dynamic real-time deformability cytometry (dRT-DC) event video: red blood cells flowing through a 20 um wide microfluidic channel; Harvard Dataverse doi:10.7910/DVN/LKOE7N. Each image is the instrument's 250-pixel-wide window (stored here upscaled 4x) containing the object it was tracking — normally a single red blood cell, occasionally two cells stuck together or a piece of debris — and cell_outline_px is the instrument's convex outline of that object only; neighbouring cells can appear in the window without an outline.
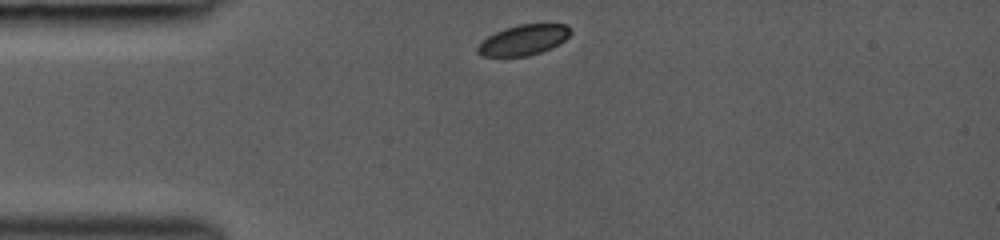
{"species": "common noctule bat (a hibernating species)", "species_latin": "Nyctalus noctula", "temperature_condition": "room temperature", "stored_images_in_passage": 8, "camera_frame_rate_fps": 3000, "um_per_image_px": 0.085, "animal": {"sex": "female", "body_mass_g": 19.0, "forearm_length_mm": 53.3}, "frame": {"image": 1, "passage_image": 1, "time_ms": 0.0, "image_size_px": [1000, 240], "cell_outline_px": [[572, 32], [564, 40], [552, 48], [528, 56], [480, 56], [476, 52], [476, 48], [488, 36], [504, 28], [520, 24], [564, 24], [572, 28]], "centroid_in_image_um": [44.51, 3.4], "position_along_channel_um": 40.5, "area_um2": 16.42}}
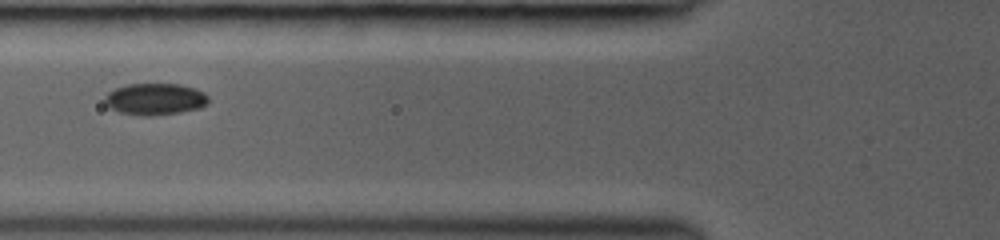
{"frame": {"image": 2, "passage_image": 7, "time_ms": 2.333, "image_size_px": [1000, 240], "cell_outline_px": [[208, 104], [200, 108], [180, 112], [152, 116], [140, 116], [120, 112], [112, 108], [104, 100], [104, 96], [108, 92], [116, 88], [128, 84], [180, 84], [196, 88], [204, 92], [208, 96]], "centroid_in_image_um": [13.22, 8.42], "position_along_channel_um": 112.6, "area_um2": 19.19}}